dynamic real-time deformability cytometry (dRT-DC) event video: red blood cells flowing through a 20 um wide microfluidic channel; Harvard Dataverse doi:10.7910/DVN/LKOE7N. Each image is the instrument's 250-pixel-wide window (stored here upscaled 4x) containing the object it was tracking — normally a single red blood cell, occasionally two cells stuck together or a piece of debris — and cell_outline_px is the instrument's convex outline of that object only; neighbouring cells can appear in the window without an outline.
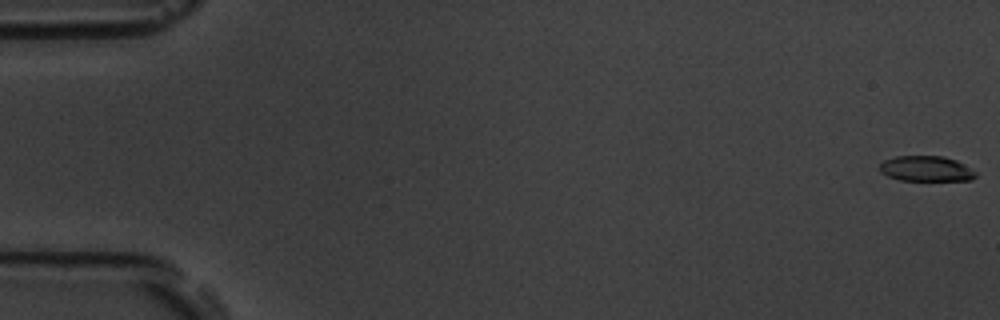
{"species": "common noctule bat (a hibernating species)", "species_latin": "Nyctalus noctula", "temperature_condition": "room temperature", "stored_images_in_passage": 17, "camera_frame_rate_fps": 3000, "um_per_image_px": 0.085, "animal": {"sex": "male", "body_mass_g": 19.5, "forearm_length_mm": 54.6}, "frame": {"image": 1, "passage_image": 1, "time_ms": 0.0, "image_size_px": [1000, 320], "cell_outline_px": [[976, 176], [972, 180], [900, 180], [888, 176], [880, 172], [880, 164], [884, 160], [896, 156], [944, 156], [956, 160], [976, 172]], "centroid_in_image_um": [78.71, 14.33], "position_along_channel_um": 6.3, "area_um2": 14.1}}